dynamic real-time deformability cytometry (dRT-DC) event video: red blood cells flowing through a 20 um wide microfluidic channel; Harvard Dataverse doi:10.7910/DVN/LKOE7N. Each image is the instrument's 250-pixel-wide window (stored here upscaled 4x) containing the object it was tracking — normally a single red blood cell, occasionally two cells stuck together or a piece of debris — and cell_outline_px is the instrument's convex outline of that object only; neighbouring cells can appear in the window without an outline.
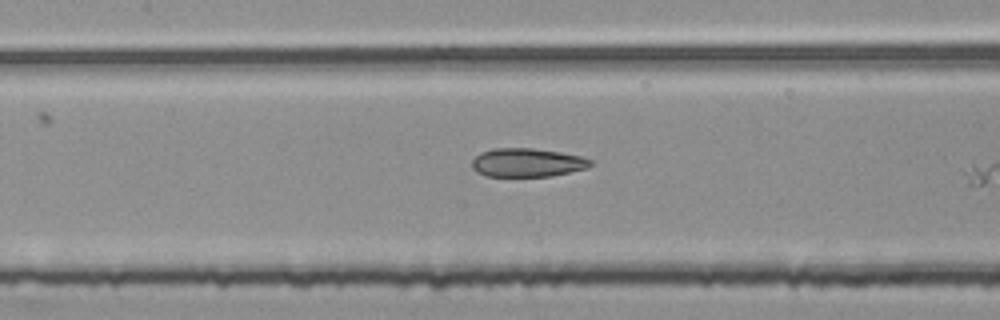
{"species": "common noctule bat (a hibernating species)", "species_latin": "Nyctalus noctula", "temperature_condition": "room temperature", "stored_images_in_passage": 12, "camera_frame_rate_fps": 3000, "um_per_image_px": 0.085, "animal": {"sex": "female", "body_mass_g": 25.1}, "frame": {"image": 1, "passage_image": 10, "time_ms": 3.0, "image_size_px": [1000, 320], "cell_outline_px": [[592, 164], [588, 168], [552, 176], [488, 176], [476, 172], [472, 168], [472, 160], [480, 152], [492, 148], [532, 148], [560, 152], [580, 156], [592, 160]], "centroid_in_image_um": [44.8, 13.82], "position_along_channel_um": 162.6, "area_um2": 19.83}}